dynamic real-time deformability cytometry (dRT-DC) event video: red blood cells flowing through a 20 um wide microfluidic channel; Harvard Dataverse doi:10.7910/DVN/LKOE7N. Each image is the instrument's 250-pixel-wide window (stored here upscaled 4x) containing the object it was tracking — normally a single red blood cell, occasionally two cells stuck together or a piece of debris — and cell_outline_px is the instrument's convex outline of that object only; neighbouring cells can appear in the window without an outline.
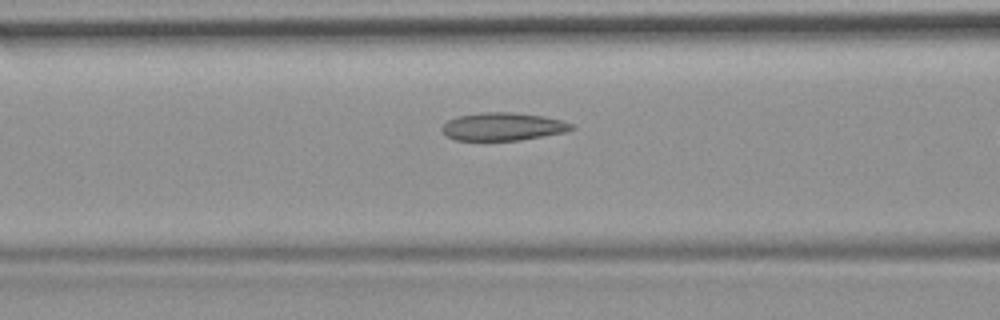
{"species": "common noctule bat (a hibernating species)", "species_latin": "Nyctalus noctula", "temperature_condition": "room temperature", "stored_images_in_passage": 21, "camera_frame_rate_fps": 3000, "um_per_image_px": 0.085, "animal": {"sex": "female", "body_mass_g": 19.9}, "frame": {"image": 1, "passage_image": 7, "time_ms": 2.0, "image_size_px": [1000, 320], "cell_outline_px": [[576, 128], [564, 132], [520, 140], [456, 140], [448, 136], [440, 128], [448, 120], [456, 116], [480, 112], [512, 112], [544, 116], [560, 120], [572, 124]], "centroid_in_image_um": [42.73, 10.75], "position_along_channel_um": 123.9, "area_um2": 20.98}}
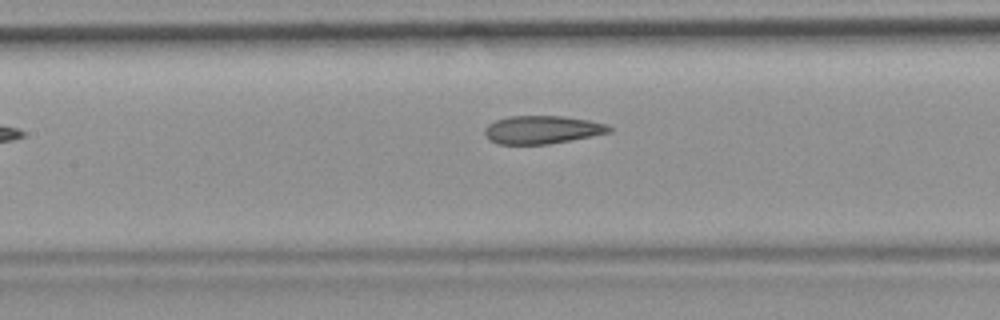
{"frame": {"image": 2, "passage_image": 10, "time_ms": 3.0, "image_size_px": [1000, 320], "cell_outline_px": [[612, 132], [592, 136], [548, 144], [500, 144], [488, 140], [484, 132], [484, 128], [488, 124], [496, 120], [508, 116], [564, 116], [588, 120], [608, 124], [612, 128]], "centroid_in_image_um": [46.08, 11.02], "position_along_channel_um": 161.3, "area_um2": 20.46}}